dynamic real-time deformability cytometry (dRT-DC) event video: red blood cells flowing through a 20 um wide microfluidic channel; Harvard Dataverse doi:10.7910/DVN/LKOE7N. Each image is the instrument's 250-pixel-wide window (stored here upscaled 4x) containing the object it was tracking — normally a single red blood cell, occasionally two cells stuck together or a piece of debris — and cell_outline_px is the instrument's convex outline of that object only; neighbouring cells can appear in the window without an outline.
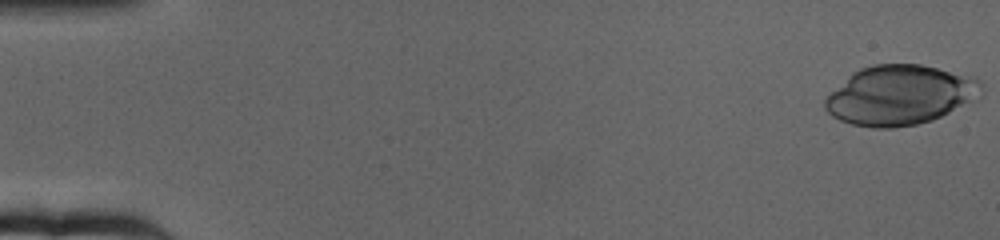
{"species": "human", "species_latin": "Homo sapiens", "temperature_condition": "cold", "stored_images_in_passage": 64, "camera_frame_rate_fps": 3000, "um_per_image_px": 0.085, "donor": {"sex": "female"}, "frame": {"image": 1, "passage_image": 1, "time_ms": 0.0, "image_size_px": [1000, 240], "cell_outline_px": [[984, 96], [976, 100], [932, 120], [916, 124], [892, 128], [872, 128], [852, 124], [840, 120], [832, 116], [824, 108], [824, 100], [852, 72], [860, 68], [872, 64], [920, 64], [976, 76], [984, 84]], "centroid_in_image_um": [76.57, 8.07], "position_along_channel_um": 8.4, "area_um2": 54.85}}
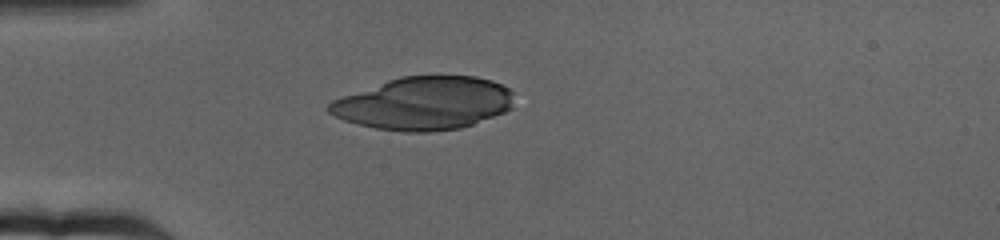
{"frame": {"image": 2, "passage_image": 18, "time_ms": 5.667, "image_size_px": [1000, 240], "cell_outline_px": [[512, 108], [504, 112], [472, 124], [460, 128], [428, 132], [404, 132], [376, 128], [344, 120], [328, 112], [328, 104], [332, 100], [388, 80], [400, 76], [476, 76], [492, 80], [508, 88], [512, 92]], "centroid_in_image_um": [36.05, 8.78], "position_along_channel_um": 49.0, "area_um2": 56.7}}